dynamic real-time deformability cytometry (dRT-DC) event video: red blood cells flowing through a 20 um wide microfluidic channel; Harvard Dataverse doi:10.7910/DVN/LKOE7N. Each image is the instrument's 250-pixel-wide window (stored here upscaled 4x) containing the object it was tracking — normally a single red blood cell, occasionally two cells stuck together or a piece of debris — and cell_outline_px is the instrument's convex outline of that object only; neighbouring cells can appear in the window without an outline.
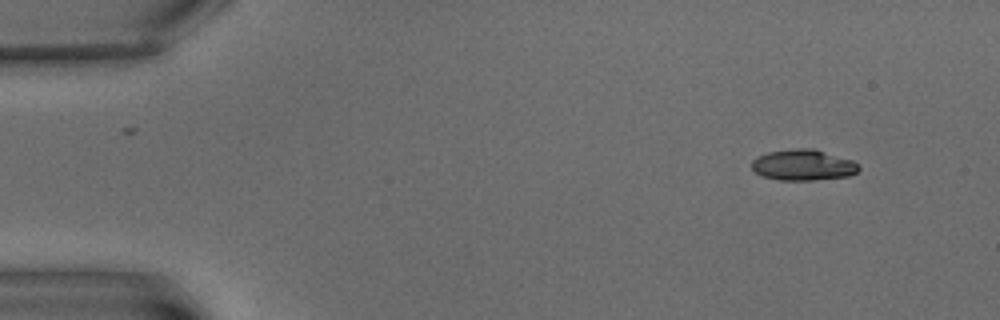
{"species": "common noctule bat (a hibernating species)", "species_latin": "Nyctalus noctula", "temperature_condition": "warm", "stored_images_in_passage": 5, "camera_frame_rate_fps": 3000, "um_per_image_px": 0.085, "animal": {"sex": "male", "body_mass_g": 15.6}, "frame": {"image": 1, "passage_image": 1, "time_ms": 0.0, "image_size_px": [1000, 320], "cell_outline_px": [[860, 168], [856, 172], [848, 176], [812, 180], [780, 180], [764, 176], [756, 172], [752, 168], [752, 160], [756, 156], [768, 152], [796, 148], [812, 148], [852, 160]], "centroid_in_image_um": [68.24, 14.02], "position_along_channel_um": 16.8, "area_um2": 19.07}}
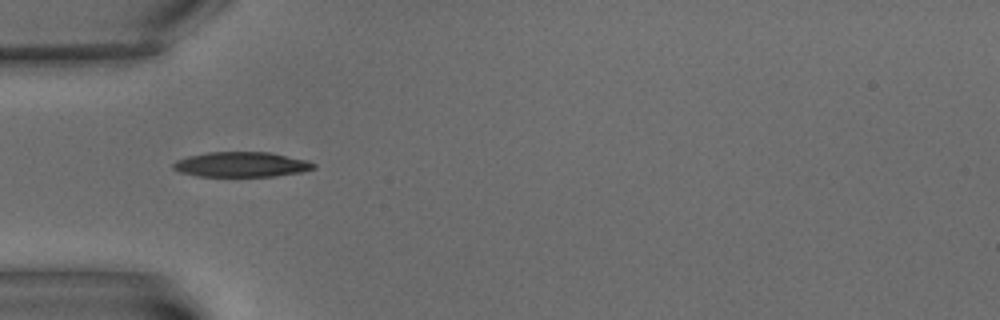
{"frame": {"image": 2, "passage_image": 4, "time_ms": 5.0, "image_size_px": [1000, 320], "cell_outline_px": [[316, 168], [300, 172], [276, 176], [196, 176], [180, 172], [172, 168], [172, 164], [176, 160], [188, 156], [208, 152], [272, 152], [308, 160], [316, 164]], "centroid_in_image_um": [20.53, 13.97], "position_along_channel_um": 64.5, "area_um2": 20.63}}